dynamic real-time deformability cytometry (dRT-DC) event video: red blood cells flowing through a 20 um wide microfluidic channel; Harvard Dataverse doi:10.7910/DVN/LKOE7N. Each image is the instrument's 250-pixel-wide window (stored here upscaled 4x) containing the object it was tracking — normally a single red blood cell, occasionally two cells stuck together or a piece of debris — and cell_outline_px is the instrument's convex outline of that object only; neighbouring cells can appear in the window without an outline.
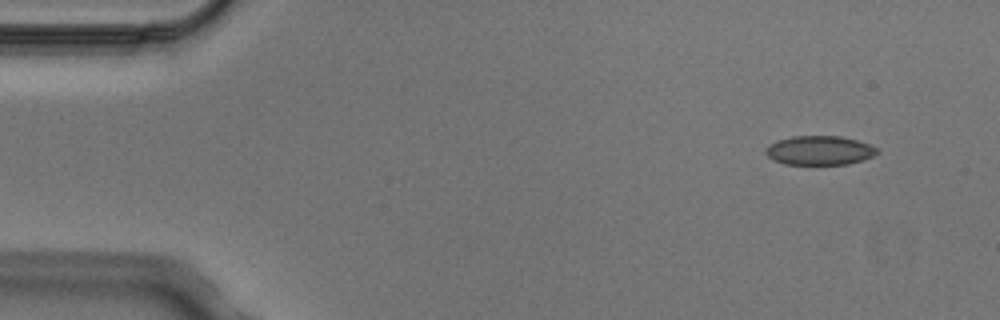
{"species": "Egyptian fruit bat (a non-hibernating species)", "species_latin": "Rousettus aegyptiacus", "temperature_condition": "cold", "stored_images_in_passage": 4, "camera_frame_rate_fps": 3000, "um_per_image_px": 0.085, "animal": {"sex": "male"}, "frame": {"image": 1, "passage_image": 1, "time_ms": 0.0, "image_size_px": [1000, 320], "cell_outline_px": [[880, 152], [872, 156], [848, 164], [784, 164], [772, 160], [764, 152], [764, 148], [768, 144], [776, 140], [792, 136], [840, 136], [856, 140], [880, 148]], "centroid_in_image_um": [69.61, 12.78], "position_along_channel_um": 15.4, "area_um2": 19.07}}
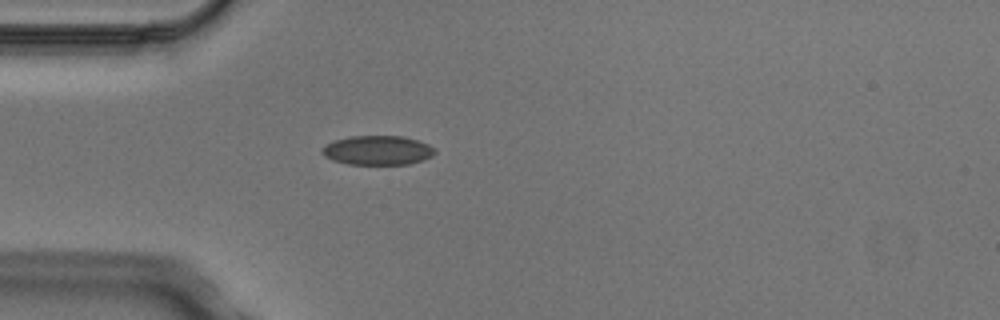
{"frame": {"image": 2, "passage_image": 4, "time_ms": 1.0, "image_size_px": [1000, 320], "cell_outline_px": [[436, 152], [432, 156], [424, 160], [408, 164], [348, 164], [332, 160], [324, 156], [320, 152], [328, 144], [336, 140], [352, 136], [400, 136], [416, 140], [428, 144], [436, 148]], "centroid_in_image_um": [32.13, 12.78], "position_along_channel_um": 52.9, "area_um2": 19.13}}